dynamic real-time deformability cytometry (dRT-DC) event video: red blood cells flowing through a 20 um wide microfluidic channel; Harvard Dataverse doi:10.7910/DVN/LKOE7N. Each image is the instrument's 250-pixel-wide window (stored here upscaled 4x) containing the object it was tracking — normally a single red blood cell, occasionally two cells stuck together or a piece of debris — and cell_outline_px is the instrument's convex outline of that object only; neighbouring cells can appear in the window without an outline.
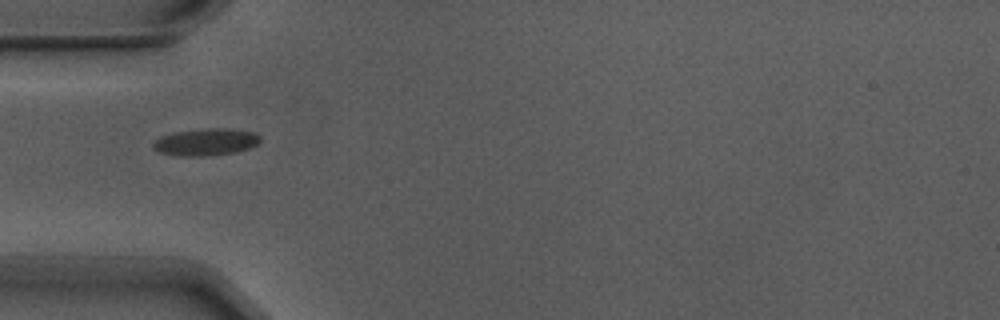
{"species": "Egyptian fruit bat (a non-hibernating species)", "species_latin": "Rousettus aegyptiacus", "temperature_condition": "warm", "stored_images_in_passage": 6, "segment_of_instrument_passage": [2, 2], "camera_frame_rate_fps": 3000, "um_per_image_px": 0.085, "animal": {"sex": "male"}, "frame": {"image": 1, "passage_image": 5, "time_ms": 1.333, "image_size_px": [1000, 320], "cell_outline_px": [[260, 140], [256, 144], [248, 148], [236, 152], [204, 156], [180, 156], [160, 152], [152, 148], [152, 144], [160, 136], [172, 132], [208, 128], [232, 128], [252, 132], [260, 136]], "centroid_in_image_um": [17.47, 12.06], "position_along_channel_um": 67.5, "area_um2": 16.88}}